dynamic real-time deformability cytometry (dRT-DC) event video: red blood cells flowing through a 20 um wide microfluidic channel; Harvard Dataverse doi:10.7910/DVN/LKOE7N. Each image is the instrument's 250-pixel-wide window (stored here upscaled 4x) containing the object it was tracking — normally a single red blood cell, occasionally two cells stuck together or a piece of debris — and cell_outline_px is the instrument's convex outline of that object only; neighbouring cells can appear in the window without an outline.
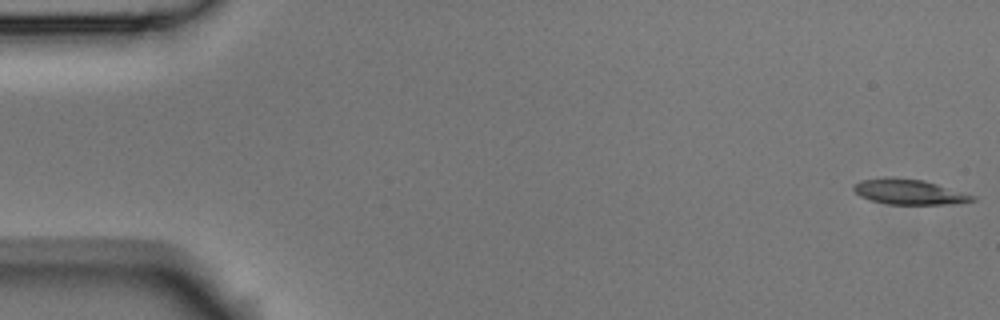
{"species": "Egyptian fruit bat (a non-hibernating species)", "species_latin": "Rousettus aegyptiacus", "temperature_condition": "room temperature", "stored_images_in_passage": 5, "camera_frame_rate_fps": 3000, "um_per_image_px": 0.085, "animal": {"sex": "male"}, "frame": {"image": 1, "passage_image": 1, "time_ms": 0.0, "image_size_px": [1000, 320], "cell_outline_px": [[976, 200], [948, 204], [888, 204], [872, 200], [860, 196], [852, 188], [852, 184], [860, 180], [884, 176], [892, 176], [924, 180], [976, 196]], "centroid_in_image_um": [77.21, 16.28], "position_along_channel_um": 7.8, "area_um2": 17.57}}
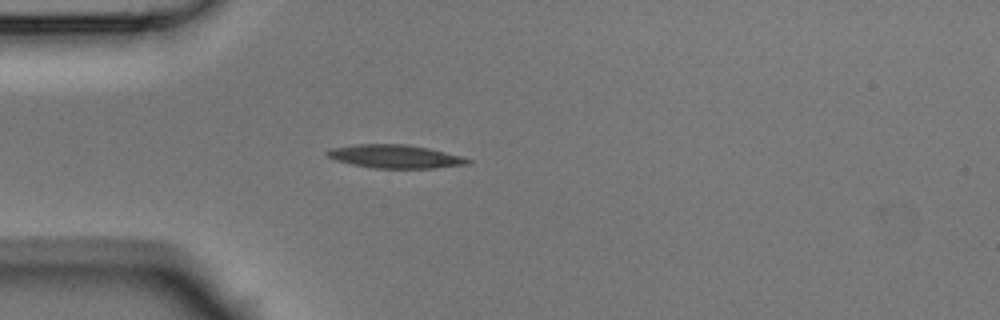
{"frame": {"image": 2, "passage_image": 5, "time_ms": 1.333, "image_size_px": [1000, 320], "cell_outline_px": [[472, 160], [468, 164], [432, 168], [372, 168], [352, 164], [336, 160], [328, 156], [324, 152], [332, 148], [356, 144], [404, 144], [428, 148], [464, 156]], "centroid_in_image_um": [33.6, 13.3], "position_along_channel_um": 51.4, "area_um2": 19.07}}